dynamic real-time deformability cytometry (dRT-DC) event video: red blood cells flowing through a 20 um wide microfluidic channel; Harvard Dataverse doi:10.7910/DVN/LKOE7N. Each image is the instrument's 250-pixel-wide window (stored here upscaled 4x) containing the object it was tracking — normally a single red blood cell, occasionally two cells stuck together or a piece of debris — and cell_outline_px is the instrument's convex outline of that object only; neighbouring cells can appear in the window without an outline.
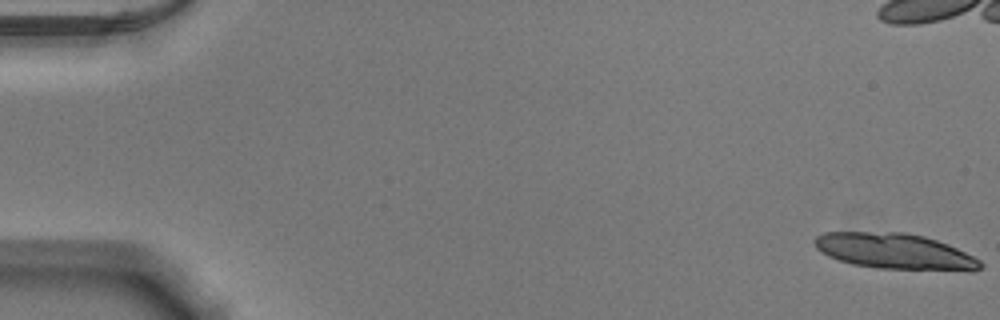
{"species": "Egyptian fruit bat (a non-hibernating species)", "species_latin": "Rousettus aegyptiacus", "temperature_condition": "warm", "stored_images_in_passage": 15, "camera_frame_rate_fps": 3000, "um_per_image_px": 0.085, "animal": {"sex": "male"}, "frame": {"image": 1, "passage_image": 1, "time_ms": 0.0, "image_size_px": [1000, 320], "cell_outline_px": [[984, 268], [972, 272], [876, 268], [852, 264], [828, 256], [820, 252], [816, 248], [812, 240], [816, 236], [824, 232], [904, 232], [924, 236], [948, 244], [980, 260], [984, 264]], "centroid_in_image_um": [76.1, 21.38], "position_along_channel_um": 8.9, "area_um2": 35.08}}